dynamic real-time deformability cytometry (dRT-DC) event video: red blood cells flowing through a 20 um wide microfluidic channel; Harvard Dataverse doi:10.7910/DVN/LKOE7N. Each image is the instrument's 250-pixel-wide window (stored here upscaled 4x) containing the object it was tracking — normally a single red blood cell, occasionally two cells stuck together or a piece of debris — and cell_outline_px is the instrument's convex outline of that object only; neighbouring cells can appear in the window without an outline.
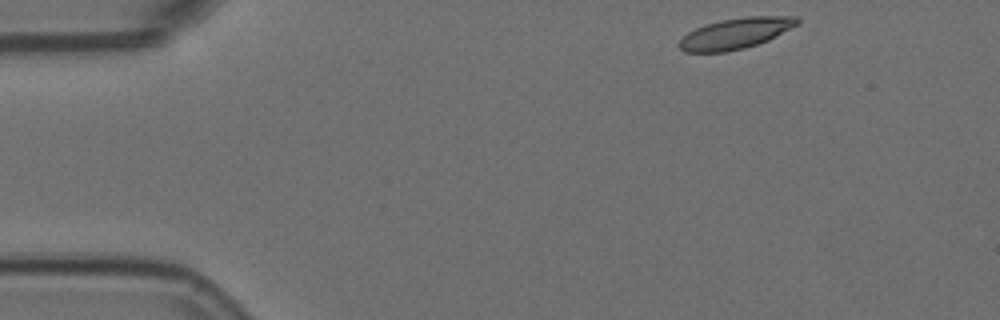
{"species": "Egyptian fruit bat (a non-hibernating species)", "species_latin": "Rousettus aegyptiacus", "temperature_condition": "room temperature", "stored_images_in_passage": 6, "camera_frame_rate_fps": 3000, "um_per_image_px": 0.085, "animal": {"sex": "female"}, "frame": {"image": 1, "passage_image": 1, "time_ms": 0.0, "image_size_px": [1000, 320], "cell_outline_px": [[800, 24], [768, 40], [744, 48], [724, 52], [684, 52], [676, 44], [688, 32], [696, 28], [720, 20], [748, 16], [800, 16]], "centroid_in_image_um": [62.56, 2.83], "position_along_channel_um": 22.4, "area_um2": 21.21}}
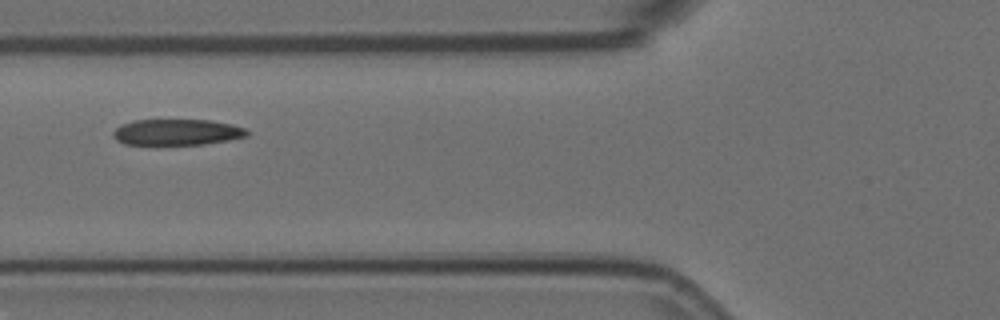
{"frame": {"image": 2, "passage_image": 5, "time_ms": 1.333, "image_size_px": [1000, 320], "cell_outline_px": [[248, 136], [228, 140], [204, 144], [124, 144], [116, 140], [112, 136], [112, 132], [120, 124], [132, 120], [212, 120], [232, 124], [244, 128], [248, 132]], "centroid_in_image_um": [15.01, 11.22], "position_along_channel_um": 110.8, "area_um2": 20.35}}
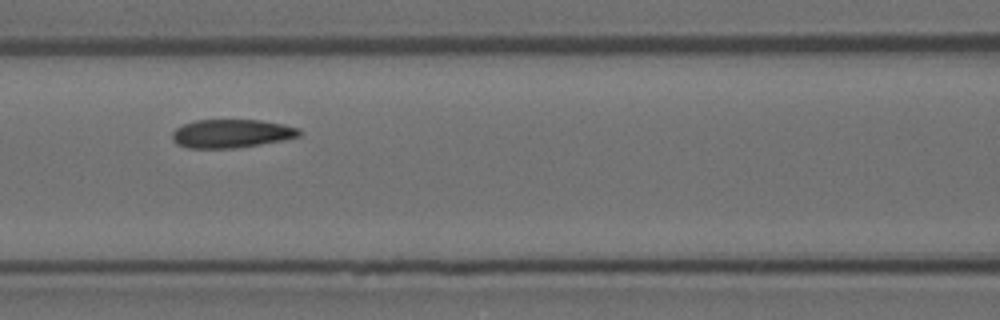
{"frame": {"image": 3, "passage_image": 6, "time_ms": 1.667, "image_size_px": [1000, 320], "cell_outline_px": [[300, 136], [284, 140], [232, 148], [188, 148], [176, 144], [172, 140], [172, 132], [176, 128], [184, 124], [196, 120], [260, 120], [284, 124], [300, 128]], "centroid_in_image_um": [19.66, 11.35], "position_along_channel_um": 146.9, "area_um2": 21.04}}